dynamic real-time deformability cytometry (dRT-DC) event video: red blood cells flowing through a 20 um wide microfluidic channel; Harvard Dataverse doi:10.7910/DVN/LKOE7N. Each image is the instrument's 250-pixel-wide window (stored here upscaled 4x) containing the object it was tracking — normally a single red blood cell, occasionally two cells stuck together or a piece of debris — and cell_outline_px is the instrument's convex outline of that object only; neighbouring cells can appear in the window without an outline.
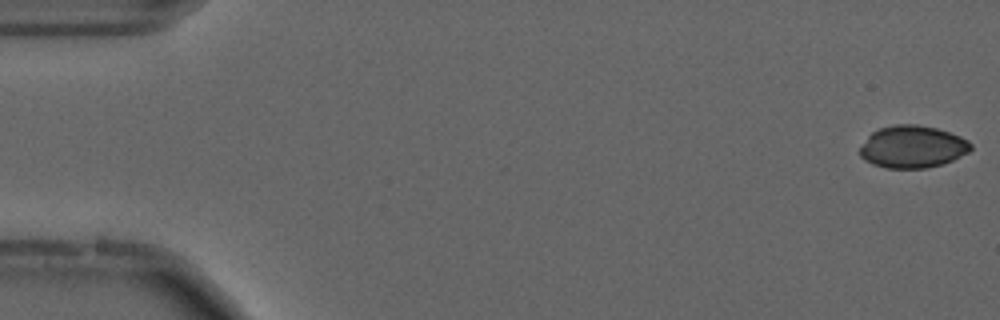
{"species": "common noctule bat (a hibernating species)", "species_latin": "Nyctalus noctula", "temperature_condition": "cold", "stored_images_in_passage": 51, "camera_frame_rate_fps": 3000, "um_per_image_px": 0.085, "animal": {"sex": "male", "forearm_length_mm": 52.5}, "frame": {"image": 1, "passage_image": 1, "time_ms": 0.0, "image_size_px": [1000, 320], "cell_outline_px": [[972, 148], [968, 152], [952, 160], [940, 164], [924, 168], [888, 168], [872, 164], [864, 160], [860, 156], [860, 148], [868, 136], [872, 132], [880, 128], [896, 124], [916, 124], [936, 128], [960, 136], [968, 140], [972, 144]], "centroid_in_image_um": [77.55, 12.47], "position_along_channel_um": 7.4, "area_um2": 27.17}}